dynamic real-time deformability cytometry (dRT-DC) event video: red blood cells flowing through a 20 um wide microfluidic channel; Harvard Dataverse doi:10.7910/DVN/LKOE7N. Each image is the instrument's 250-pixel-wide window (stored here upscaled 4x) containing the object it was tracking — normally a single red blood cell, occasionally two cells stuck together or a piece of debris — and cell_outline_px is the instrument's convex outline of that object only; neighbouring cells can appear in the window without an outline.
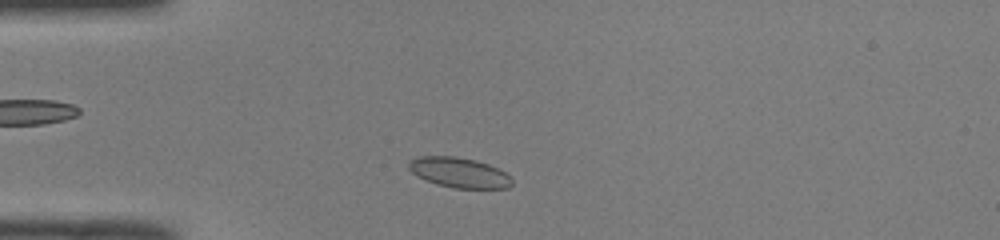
{"species": "common noctule bat (a hibernating species)", "species_latin": "Nyctalus noctula", "temperature_condition": "room temperature", "stored_images_in_passage": 41, "camera_frame_rate_fps": 3000, "um_per_image_px": 0.085, "animal": {"sex": "male", "body_mass_g": 19.0, "forearm_length_mm": 50.8}, "frame": {"image": 1, "passage_image": 4, "time_ms": 1.0, "image_size_px": [1000, 240], "cell_outline_px": [[512, 184], [508, 188], [456, 188], [436, 184], [416, 176], [408, 168], [408, 160], [416, 156], [456, 156], [476, 160], [488, 164], [512, 176]], "centroid_in_image_um": [39.0, 14.66], "position_along_channel_um": 46.0, "area_um2": 18.26}}
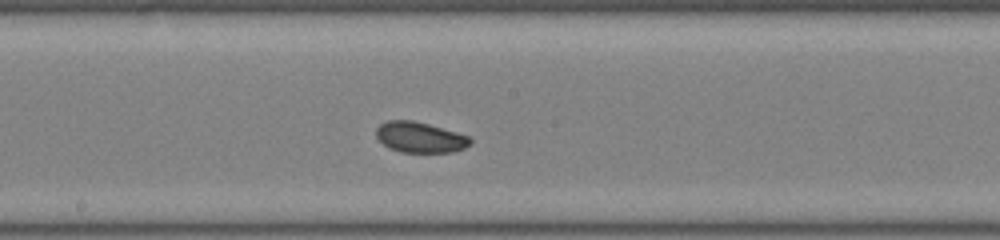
{"frame": {"image": 2, "passage_image": 18, "time_ms": 5.667, "image_size_px": [1000, 240], "cell_outline_px": [[472, 144], [464, 148], [452, 152], [400, 152], [388, 148], [376, 136], [376, 128], [380, 124], [388, 120], [412, 120], [428, 124], [456, 132], [468, 136], [472, 140]], "centroid_in_image_um": [35.69, 11.67], "position_along_channel_um": 212.5, "area_um2": 16.76}}
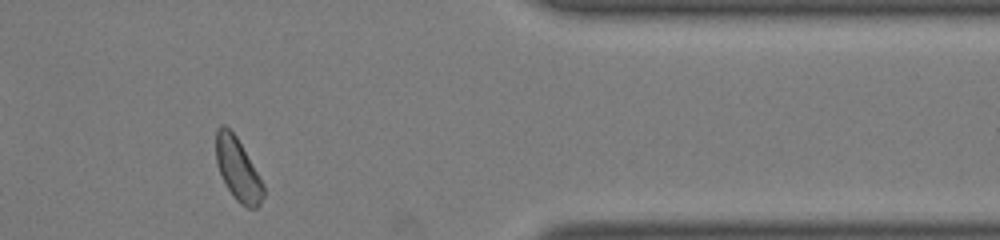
{"frame": {"image": 3, "passage_image": 33, "time_ms": 10.667, "image_size_px": [1000, 240], "cell_outline_px": [[264, 196], [260, 204], [256, 208], [248, 208], [240, 204], [232, 196], [220, 172], [216, 160], [216, 128], [220, 124], [224, 124], [236, 136], [264, 184]], "centroid_in_image_um": [20.22, 14.4], "position_along_channel_um": 391.2, "area_um2": 17.11}, "authors_computed_cell_mechanics": {"area_um2": 17.1666, "velocity_mm_per_s": 3.9823, "shape_relaxation_time_tau1_ms": 2.2815, "shape_relaxation_time_tau2_ms": 3.3913, "deformation_change_tau1": 0.0472, "deformation_change_tau2": 0.0608}}